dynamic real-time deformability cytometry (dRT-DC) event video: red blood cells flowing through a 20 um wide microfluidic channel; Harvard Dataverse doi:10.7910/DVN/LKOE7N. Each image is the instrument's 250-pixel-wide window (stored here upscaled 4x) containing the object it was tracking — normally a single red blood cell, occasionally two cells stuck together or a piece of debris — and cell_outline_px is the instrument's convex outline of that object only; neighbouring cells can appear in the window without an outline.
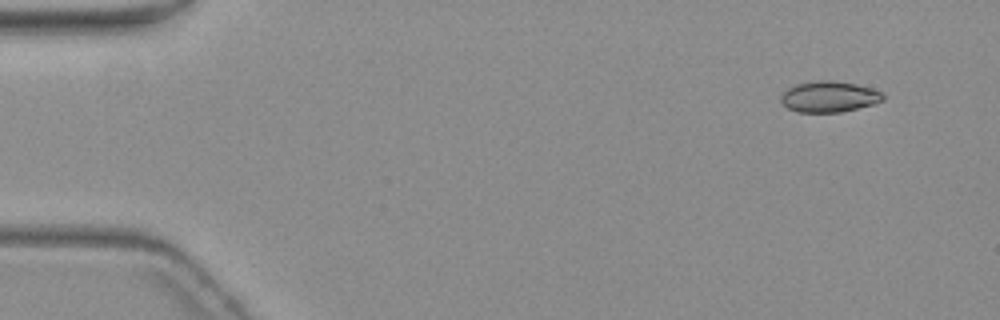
{"species": "common noctule bat (a hibernating species)", "species_latin": "Nyctalus noctula", "temperature_condition": "warm", "stored_images_in_passage": 6, "camera_frame_rate_fps": 3000, "um_per_image_px": 0.085, "animal": {"sex": "female", "body_mass_g": 19.3, "forearm_length_mm": 54.1}, "frame": {"image": 1, "passage_image": 2, "time_ms": 1.0, "image_size_px": [1000, 320], "cell_outline_px": [[884, 100], [876, 104], [840, 112], [800, 112], [788, 108], [780, 100], [780, 96], [788, 88], [796, 84], [816, 80], [832, 80], [856, 84], [872, 88], [884, 92]], "centroid_in_image_um": [70.52, 8.21], "position_along_channel_um": 14.5, "area_um2": 18.55}}
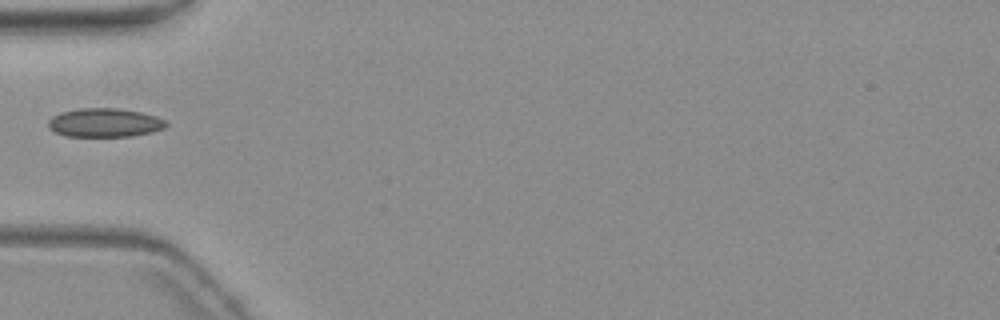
{"frame": {"image": 2, "passage_image": 5, "time_ms": 6.0, "image_size_px": [1000, 320], "cell_outline_px": [[168, 124], [164, 128], [152, 132], [132, 136], [64, 136], [48, 128], [48, 120], [52, 116], [60, 112], [80, 108], [120, 108], [140, 112], [156, 116], [164, 120]], "centroid_in_image_um": [8.88, 10.42], "position_along_channel_um": 76.1, "area_um2": 19.83}}